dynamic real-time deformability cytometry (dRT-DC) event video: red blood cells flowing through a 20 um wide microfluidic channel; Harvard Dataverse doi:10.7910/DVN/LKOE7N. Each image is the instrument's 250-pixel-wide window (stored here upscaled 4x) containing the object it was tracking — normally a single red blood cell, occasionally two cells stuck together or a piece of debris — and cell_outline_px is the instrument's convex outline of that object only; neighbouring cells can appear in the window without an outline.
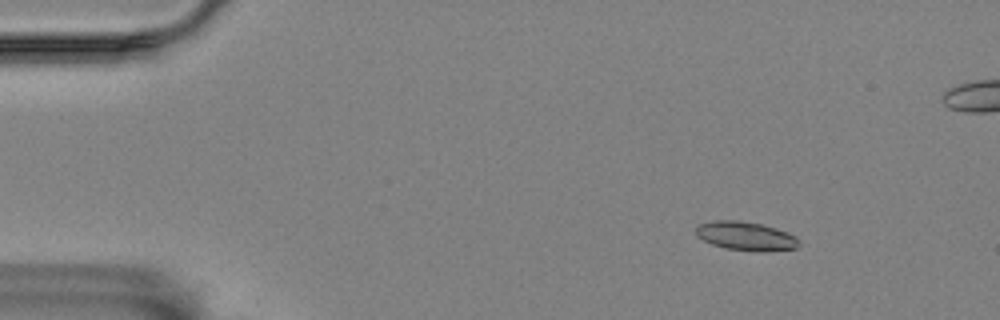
{"species": "Egyptian fruit bat (a non-hibernating species)", "species_latin": "Rousettus aegyptiacus", "temperature_condition": "room temperature", "stored_images_in_passage": 5, "camera_frame_rate_fps": 3000, "um_per_image_px": 0.085, "animal": {"sex": "female"}, "frame": {"image": 1, "passage_image": 1, "time_ms": 0.0, "image_size_px": [1000, 320], "cell_outline_px": [[800, 244], [796, 248], [760, 252], [724, 248], [712, 244], [696, 236], [696, 228], [700, 224], [712, 220], [740, 220], [760, 224], [776, 228], [788, 232], [796, 236], [800, 240]], "centroid_in_image_um": [63.41, 20.06], "position_along_channel_um": 21.6, "area_um2": 17.4}}
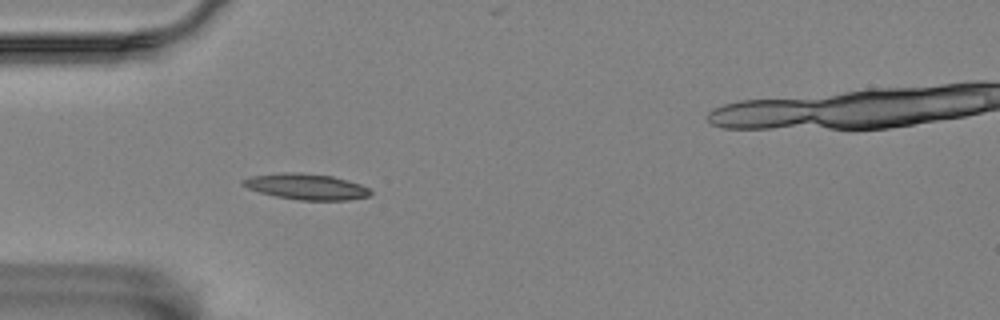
{"frame": {"image": 2, "passage_image": 4, "time_ms": 3.333, "image_size_px": [1000, 320], "cell_outline_px": [[372, 196], [348, 200], [300, 200], [276, 196], [260, 192], [248, 188], [240, 184], [240, 180], [252, 176], [284, 172], [292, 172], [332, 176], [348, 180], [360, 184], [368, 188], [372, 192]], "centroid_in_image_um": [26.05, 15.87], "position_along_channel_um": 59.0, "area_um2": 19.19}}